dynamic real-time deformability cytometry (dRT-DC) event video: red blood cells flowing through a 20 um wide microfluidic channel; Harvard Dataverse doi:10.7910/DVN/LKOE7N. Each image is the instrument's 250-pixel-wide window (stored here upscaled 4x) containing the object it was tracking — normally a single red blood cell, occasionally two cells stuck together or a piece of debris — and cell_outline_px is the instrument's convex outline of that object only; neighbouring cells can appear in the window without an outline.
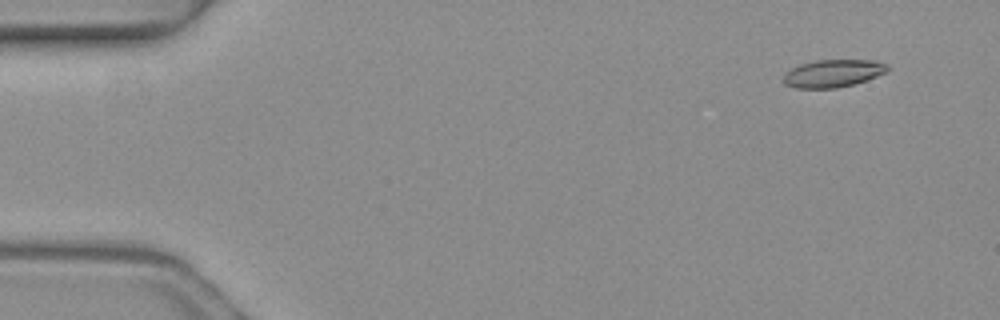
{"species": "common noctule bat (a hibernating species)", "species_latin": "Nyctalus noctula", "temperature_condition": "warm", "stored_images_in_passage": 3, "camera_frame_rate_fps": 3000, "um_per_image_px": 0.085, "animal": {"sex": "female", "body_mass_g": 19.3, "forearm_length_mm": 54.1}, "frame": {"image": 1, "passage_image": 1, "time_ms": 0.0, "image_size_px": [1000, 320], "cell_outline_px": [[888, 72], [852, 84], [836, 88], [796, 88], [784, 84], [784, 76], [792, 68], [800, 64], [816, 60], [876, 60], [888, 64]], "centroid_in_image_um": [70.83, 6.23], "position_along_channel_um": 14.2, "area_um2": 16.59}}
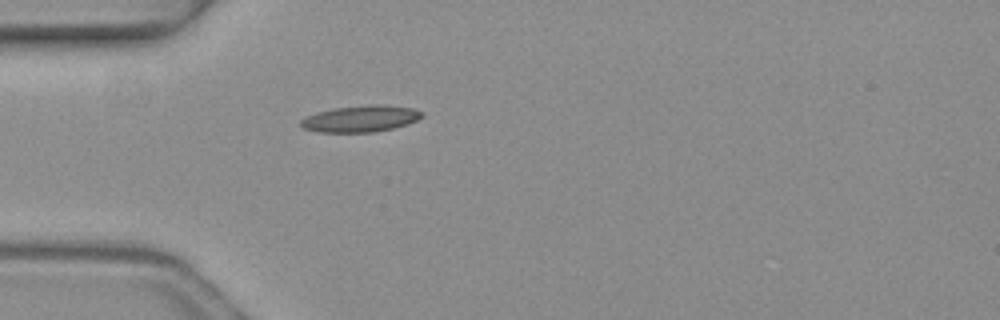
{"frame": {"image": 2, "passage_image": 3, "time_ms": 0.667, "image_size_px": [1000, 320], "cell_outline_px": [[424, 116], [408, 124], [376, 132], [320, 132], [304, 128], [300, 124], [300, 120], [316, 112], [332, 108], [368, 104], [384, 104], [412, 108], [424, 112]], "centroid_in_image_um": [30.68, 10.07], "position_along_channel_um": 54.3, "area_um2": 18.84}}